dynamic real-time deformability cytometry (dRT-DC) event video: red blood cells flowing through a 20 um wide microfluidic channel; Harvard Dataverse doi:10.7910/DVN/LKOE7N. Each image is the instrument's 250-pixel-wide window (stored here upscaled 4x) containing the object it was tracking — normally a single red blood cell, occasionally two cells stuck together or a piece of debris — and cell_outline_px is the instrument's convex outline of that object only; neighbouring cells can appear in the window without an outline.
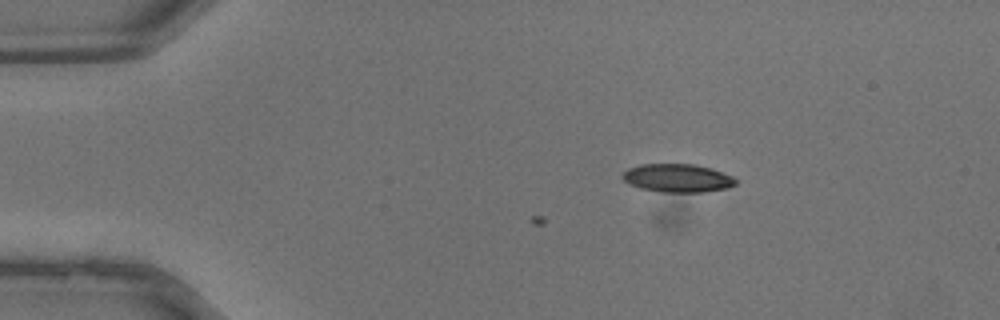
{"species": "common noctule bat (a hibernating species)", "species_latin": "Nyctalus noctula", "temperature_condition": "warm", "stored_images_in_passage": 6, "camera_frame_rate_fps": 3000, "um_per_image_px": 0.085, "animal": {"sex": "male", "body_mass_g": 13.3}, "frame": {"image": 1, "passage_image": 6, "time_ms": 1.667, "image_size_px": [1000, 320], "cell_outline_px": [[736, 184], [728, 188], [704, 192], [660, 192], [640, 188], [624, 180], [620, 176], [628, 168], [640, 164], [696, 164], [712, 168], [732, 176], [736, 180]], "centroid_in_image_um": [57.6, 15.13], "position_along_channel_um": 27.4, "area_um2": 18.73}}